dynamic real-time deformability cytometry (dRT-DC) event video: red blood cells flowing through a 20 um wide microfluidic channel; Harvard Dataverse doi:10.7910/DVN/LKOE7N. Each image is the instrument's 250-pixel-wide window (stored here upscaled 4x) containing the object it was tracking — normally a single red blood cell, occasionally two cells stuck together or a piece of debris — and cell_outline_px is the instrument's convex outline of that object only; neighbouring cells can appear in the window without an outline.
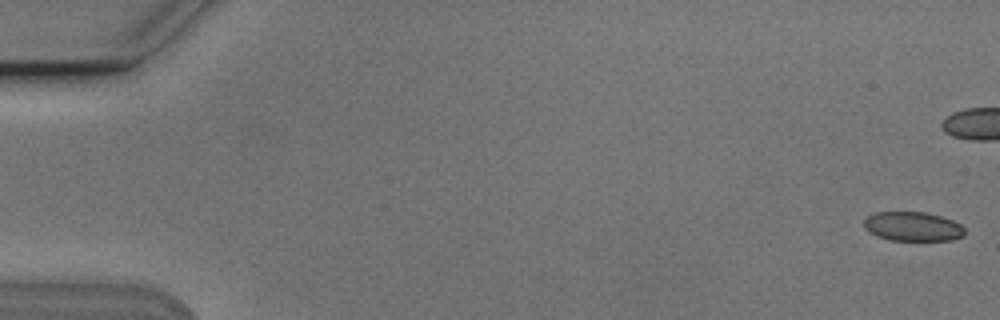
{"species": "Egyptian fruit bat (a non-hibernating species)", "species_latin": "Rousettus aegyptiacus", "temperature_condition": "cold", "stored_images_in_passage": 8, "camera_frame_rate_fps": 3000, "um_per_image_px": 0.085, "animal": {"sex": "male"}, "frame": {"image": 1, "passage_image": 1, "time_ms": 0.0, "image_size_px": [1000, 320], "cell_outline_px": [[964, 236], [952, 240], [888, 240], [876, 236], [868, 232], [864, 228], [864, 220], [868, 216], [876, 212], [924, 212], [940, 216], [952, 220], [960, 224], [964, 228]], "centroid_in_image_um": [77.56, 19.26], "position_along_channel_um": 7.4, "area_um2": 17.22}}